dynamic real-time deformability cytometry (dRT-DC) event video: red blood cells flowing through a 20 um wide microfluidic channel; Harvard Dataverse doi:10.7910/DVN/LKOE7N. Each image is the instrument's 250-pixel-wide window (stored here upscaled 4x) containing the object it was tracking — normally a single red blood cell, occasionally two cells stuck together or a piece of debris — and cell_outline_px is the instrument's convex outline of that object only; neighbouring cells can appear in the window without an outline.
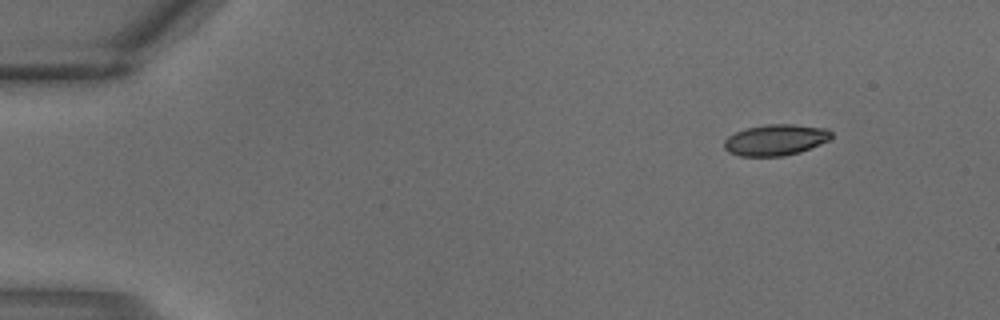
{"species": "common noctule bat (a hibernating species)", "species_latin": "Nyctalus noctula", "temperature_condition": "warm", "stored_images_in_passage": 3, "camera_frame_rate_fps": 3000, "um_per_image_px": 0.085, "animal": {"sex": "male", "body_mass_g": 18.8}, "frame": {"image": 1, "passage_image": 1, "time_ms": 0.0, "image_size_px": [1000, 320], "cell_outline_px": [[832, 136], [828, 140], [820, 144], [800, 152], [784, 156], [740, 156], [728, 152], [724, 148], [724, 140], [728, 136], [744, 128], [764, 124], [792, 124], [828, 128], [832, 132]], "centroid_in_image_um": [65.91, 11.88], "position_along_channel_um": 19.1, "area_um2": 19.59}}
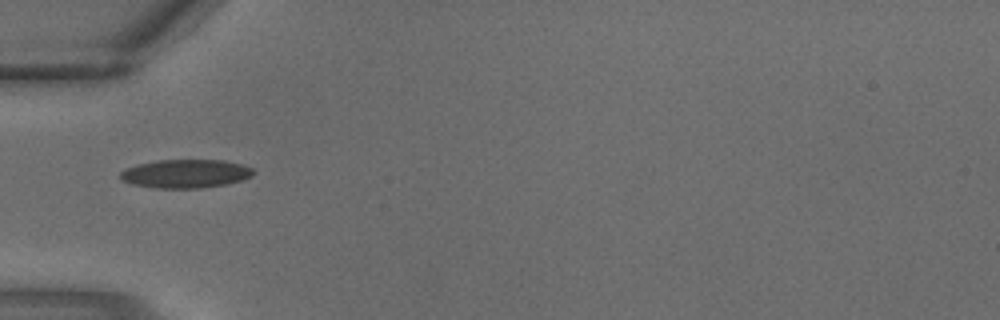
{"frame": {"image": 2, "passage_image": 3, "time_ms": 0.667, "image_size_px": [1000, 320], "cell_outline_px": [[252, 176], [240, 180], [224, 184], [200, 188], [156, 188], [132, 184], [124, 180], [120, 176], [120, 172], [128, 168], [140, 164], [156, 160], [224, 160], [240, 164], [252, 168]], "centroid_in_image_um": [15.77, 14.76], "position_along_channel_um": 69.2, "area_um2": 21.73}}